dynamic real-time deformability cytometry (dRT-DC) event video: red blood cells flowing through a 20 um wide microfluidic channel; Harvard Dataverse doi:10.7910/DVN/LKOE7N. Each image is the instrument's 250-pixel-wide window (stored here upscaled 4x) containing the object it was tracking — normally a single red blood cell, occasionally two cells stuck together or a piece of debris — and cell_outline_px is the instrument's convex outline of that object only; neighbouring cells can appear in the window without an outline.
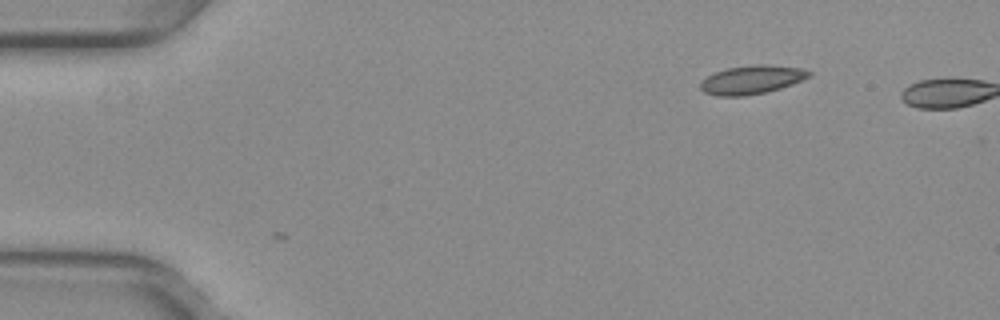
{"species": "common noctule bat (a hibernating species)", "species_latin": "Nyctalus noctula", "temperature_condition": "warm", "stored_images_in_passage": 2, "camera_frame_rate_fps": 3000, "um_per_image_px": 0.085, "animal": {"sex": "female", "body_mass_g": 29.2, "forearm_length_mm": 56.3}, "frame": {"image": 1, "passage_image": 1, "time_ms": 0.0, "image_size_px": [1000, 320], "cell_outline_px": [[812, 76], [792, 84], [768, 92], [744, 96], [716, 96], [704, 92], [700, 88], [700, 80], [716, 72], [728, 68], [752, 64], [768, 64], [804, 68], [812, 72]], "centroid_in_image_um": [63.93, 6.77], "position_along_channel_um": 21.1, "area_um2": 18.38}}